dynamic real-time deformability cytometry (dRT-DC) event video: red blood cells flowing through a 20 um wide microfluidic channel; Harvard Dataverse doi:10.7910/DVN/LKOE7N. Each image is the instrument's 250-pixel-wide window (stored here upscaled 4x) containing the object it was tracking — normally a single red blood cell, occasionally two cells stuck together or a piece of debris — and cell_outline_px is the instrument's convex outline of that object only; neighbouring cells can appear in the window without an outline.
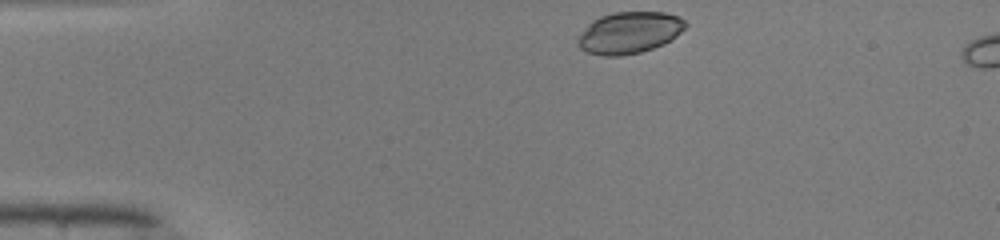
{"species": "common noctule bat (a hibernating species)", "species_latin": "Nyctalus noctula", "temperature_condition": "warm", "stored_images_in_passage": 4, "camera_frame_rate_fps": 3000, "um_per_image_px": 0.085, "animal": {"sex": "male", "body_mass_g": 19.0, "forearm_length_mm": 50.8}, "frame": {"image": 1, "passage_image": 1, "time_ms": 0.0, "image_size_px": [1000, 240], "cell_outline_px": [[688, 24], [672, 40], [664, 44], [640, 52], [620, 56], [604, 56], [588, 52], [580, 48], [576, 44], [576, 40], [588, 24], [592, 20], [600, 16], [612, 12], [664, 12], [676, 16], [684, 20]], "centroid_in_image_um": [53.47, 2.77], "position_along_channel_um": 31.5, "area_um2": 26.13}}